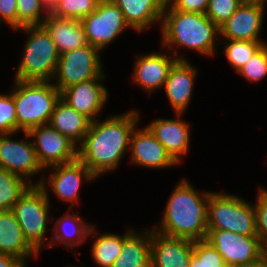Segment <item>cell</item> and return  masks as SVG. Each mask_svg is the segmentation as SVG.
<instances>
[{"instance_id": "obj_35", "label": "cell", "mask_w": 267, "mask_h": 267, "mask_svg": "<svg viewBox=\"0 0 267 267\" xmlns=\"http://www.w3.org/2000/svg\"><path fill=\"white\" fill-rule=\"evenodd\" d=\"M17 133V116L12 90L0 93V134Z\"/></svg>"}, {"instance_id": "obj_41", "label": "cell", "mask_w": 267, "mask_h": 267, "mask_svg": "<svg viewBox=\"0 0 267 267\" xmlns=\"http://www.w3.org/2000/svg\"><path fill=\"white\" fill-rule=\"evenodd\" d=\"M43 6L50 12L53 7L56 5L58 0H40Z\"/></svg>"}, {"instance_id": "obj_2", "label": "cell", "mask_w": 267, "mask_h": 267, "mask_svg": "<svg viewBox=\"0 0 267 267\" xmlns=\"http://www.w3.org/2000/svg\"><path fill=\"white\" fill-rule=\"evenodd\" d=\"M200 192V193H199ZM182 178L167 199L163 216L153 230L166 236L193 241L205 240L208 232V197L211 191H199Z\"/></svg>"}, {"instance_id": "obj_30", "label": "cell", "mask_w": 267, "mask_h": 267, "mask_svg": "<svg viewBox=\"0 0 267 267\" xmlns=\"http://www.w3.org/2000/svg\"><path fill=\"white\" fill-rule=\"evenodd\" d=\"M101 0H58L50 14L75 20H82L94 12Z\"/></svg>"}, {"instance_id": "obj_17", "label": "cell", "mask_w": 267, "mask_h": 267, "mask_svg": "<svg viewBox=\"0 0 267 267\" xmlns=\"http://www.w3.org/2000/svg\"><path fill=\"white\" fill-rule=\"evenodd\" d=\"M175 115V118L172 119H154L147 127L170 156L180 165L182 157L190 151L191 128L188 122L181 119L184 114Z\"/></svg>"}, {"instance_id": "obj_11", "label": "cell", "mask_w": 267, "mask_h": 267, "mask_svg": "<svg viewBox=\"0 0 267 267\" xmlns=\"http://www.w3.org/2000/svg\"><path fill=\"white\" fill-rule=\"evenodd\" d=\"M23 133L26 139L20 140L11 138L17 133L0 134V168L24 178L33 185L32 177L37 174L39 176L45 169L37 158L29 134Z\"/></svg>"}, {"instance_id": "obj_6", "label": "cell", "mask_w": 267, "mask_h": 267, "mask_svg": "<svg viewBox=\"0 0 267 267\" xmlns=\"http://www.w3.org/2000/svg\"><path fill=\"white\" fill-rule=\"evenodd\" d=\"M208 230H226L245 236H257L253 204L238 195L213 192L208 197Z\"/></svg>"}, {"instance_id": "obj_24", "label": "cell", "mask_w": 267, "mask_h": 267, "mask_svg": "<svg viewBox=\"0 0 267 267\" xmlns=\"http://www.w3.org/2000/svg\"><path fill=\"white\" fill-rule=\"evenodd\" d=\"M112 267H152L151 227L144 231L127 228L123 234V247Z\"/></svg>"}, {"instance_id": "obj_10", "label": "cell", "mask_w": 267, "mask_h": 267, "mask_svg": "<svg viewBox=\"0 0 267 267\" xmlns=\"http://www.w3.org/2000/svg\"><path fill=\"white\" fill-rule=\"evenodd\" d=\"M81 23L88 44L101 51L124 31L131 29L124 19L123 12L111 0H101L95 11L85 16Z\"/></svg>"}, {"instance_id": "obj_12", "label": "cell", "mask_w": 267, "mask_h": 267, "mask_svg": "<svg viewBox=\"0 0 267 267\" xmlns=\"http://www.w3.org/2000/svg\"><path fill=\"white\" fill-rule=\"evenodd\" d=\"M205 240L220 253L228 267L251 264L262 257L257 236H245L226 230H208Z\"/></svg>"}, {"instance_id": "obj_37", "label": "cell", "mask_w": 267, "mask_h": 267, "mask_svg": "<svg viewBox=\"0 0 267 267\" xmlns=\"http://www.w3.org/2000/svg\"><path fill=\"white\" fill-rule=\"evenodd\" d=\"M9 29H17V0H0V23Z\"/></svg>"}, {"instance_id": "obj_28", "label": "cell", "mask_w": 267, "mask_h": 267, "mask_svg": "<svg viewBox=\"0 0 267 267\" xmlns=\"http://www.w3.org/2000/svg\"><path fill=\"white\" fill-rule=\"evenodd\" d=\"M31 185L24 178L0 168V211H11Z\"/></svg>"}, {"instance_id": "obj_3", "label": "cell", "mask_w": 267, "mask_h": 267, "mask_svg": "<svg viewBox=\"0 0 267 267\" xmlns=\"http://www.w3.org/2000/svg\"><path fill=\"white\" fill-rule=\"evenodd\" d=\"M161 45L178 60H186L177 54L178 48L196 51L200 55L214 56L220 46L219 27L206 14L173 9L167 2L162 15ZM218 44V45H217ZM216 52V53H215Z\"/></svg>"}, {"instance_id": "obj_9", "label": "cell", "mask_w": 267, "mask_h": 267, "mask_svg": "<svg viewBox=\"0 0 267 267\" xmlns=\"http://www.w3.org/2000/svg\"><path fill=\"white\" fill-rule=\"evenodd\" d=\"M44 171L49 172L48 177L42 175L34 185H41L47 194H50L49 191L53 192L58 200L64 203L69 202L70 210H73L76 204L79 207V192L83 182H91L97 178L78 158L69 163L48 167Z\"/></svg>"}, {"instance_id": "obj_19", "label": "cell", "mask_w": 267, "mask_h": 267, "mask_svg": "<svg viewBox=\"0 0 267 267\" xmlns=\"http://www.w3.org/2000/svg\"><path fill=\"white\" fill-rule=\"evenodd\" d=\"M264 7L241 4L235 13L220 27L223 40L263 41L260 37L265 16Z\"/></svg>"}, {"instance_id": "obj_20", "label": "cell", "mask_w": 267, "mask_h": 267, "mask_svg": "<svg viewBox=\"0 0 267 267\" xmlns=\"http://www.w3.org/2000/svg\"><path fill=\"white\" fill-rule=\"evenodd\" d=\"M198 69L189 60H177L170 69L165 81L167 100L175 114H184L192 99L194 81L196 82Z\"/></svg>"}, {"instance_id": "obj_7", "label": "cell", "mask_w": 267, "mask_h": 267, "mask_svg": "<svg viewBox=\"0 0 267 267\" xmlns=\"http://www.w3.org/2000/svg\"><path fill=\"white\" fill-rule=\"evenodd\" d=\"M50 200L49 194L41 185L33 184L11 210L19 222L25 238L40 253L43 250L42 247L49 245V242H46L47 225L49 221L50 223L54 221V218L49 215L51 212Z\"/></svg>"}, {"instance_id": "obj_21", "label": "cell", "mask_w": 267, "mask_h": 267, "mask_svg": "<svg viewBox=\"0 0 267 267\" xmlns=\"http://www.w3.org/2000/svg\"><path fill=\"white\" fill-rule=\"evenodd\" d=\"M0 253L16 257L23 264H27L31 257H39V252L25 238L12 211H0Z\"/></svg>"}, {"instance_id": "obj_26", "label": "cell", "mask_w": 267, "mask_h": 267, "mask_svg": "<svg viewBox=\"0 0 267 267\" xmlns=\"http://www.w3.org/2000/svg\"><path fill=\"white\" fill-rule=\"evenodd\" d=\"M91 121L84 115L60 100L56 103L49 125L67 136L77 146L86 136Z\"/></svg>"}, {"instance_id": "obj_25", "label": "cell", "mask_w": 267, "mask_h": 267, "mask_svg": "<svg viewBox=\"0 0 267 267\" xmlns=\"http://www.w3.org/2000/svg\"><path fill=\"white\" fill-rule=\"evenodd\" d=\"M70 211L73 210H67V214H64L62 217L60 216L54 222L53 229H50L52 230V236L50 238L51 240H48V247L59 245L60 243L67 249L72 250L73 247L75 248L85 243L88 239L89 231L93 224H89L86 221L84 222L83 218L78 215L80 214L79 212L75 214L72 212L70 214Z\"/></svg>"}, {"instance_id": "obj_1", "label": "cell", "mask_w": 267, "mask_h": 267, "mask_svg": "<svg viewBox=\"0 0 267 267\" xmlns=\"http://www.w3.org/2000/svg\"><path fill=\"white\" fill-rule=\"evenodd\" d=\"M135 108L109 115L90 123L83 141L77 146V158L99 179L118 168L130 146V136L140 122Z\"/></svg>"}, {"instance_id": "obj_27", "label": "cell", "mask_w": 267, "mask_h": 267, "mask_svg": "<svg viewBox=\"0 0 267 267\" xmlns=\"http://www.w3.org/2000/svg\"><path fill=\"white\" fill-rule=\"evenodd\" d=\"M90 237H92L91 240H94L91 246L93 261L99 267H112L122 251L123 234L99 233L97 232V226L94 224L89 231L88 238Z\"/></svg>"}, {"instance_id": "obj_43", "label": "cell", "mask_w": 267, "mask_h": 267, "mask_svg": "<svg viewBox=\"0 0 267 267\" xmlns=\"http://www.w3.org/2000/svg\"><path fill=\"white\" fill-rule=\"evenodd\" d=\"M262 259L264 262V267H267V253L266 252L262 253Z\"/></svg>"}, {"instance_id": "obj_33", "label": "cell", "mask_w": 267, "mask_h": 267, "mask_svg": "<svg viewBox=\"0 0 267 267\" xmlns=\"http://www.w3.org/2000/svg\"><path fill=\"white\" fill-rule=\"evenodd\" d=\"M237 73L252 83L267 77V43L250 57Z\"/></svg>"}, {"instance_id": "obj_38", "label": "cell", "mask_w": 267, "mask_h": 267, "mask_svg": "<svg viewBox=\"0 0 267 267\" xmlns=\"http://www.w3.org/2000/svg\"><path fill=\"white\" fill-rule=\"evenodd\" d=\"M166 2L173 9L201 14L206 13L209 4V0H166Z\"/></svg>"}, {"instance_id": "obj_23", "label": "cell", "mask_w": 267, "mask_h": 267, "mask_svg": "<svg viewBox=\"0 0 267 267\" xmlns=\"http://www.w3.org/2000/svg\"><path fill=\"white\" fill-rule=\"evenodd\" d=\"M41 26L57 46L60 55L88 45L81 20L60 18L49 13Z\"/></svg>"}, {"instance_id": "obj_32", "label": "cell", "mask_w": 267, "mask_h": 267, "mask_svg": "<svg viewBox=\"0 0 267 267\" xmlns=\"http://www.w3.org/2000/svg\"><path fill=\"white\" fill-rule=\"evenodd\" d=\"M189 267H228L220 253L206 240L194 241Z\"/></svg>"}, {"instance_id": "obj_39", "label": "cell", "mask_w": 267, "mask_h": 267, "mask_svg": "<svg viewBox=\"0 0 267 267\" xmlns=\"http://www.w3.org/2000/svg\"><path fill=\"white\" fill-rule=\"evenodd\" d=\"M22 264L16 257L0 253V267H20Z\"/></svg>"}, {"instance_id": "obj_22", "label": "cell", "mask_w": 267, "mask_h": 267, "mask_svg": "<svg viewBox=\"0 0 267 267\" xmlns=\"http://www.w3.org/2000/svg\"><path fill=\"white\" fill-rule=\"evenodd\" d=\"M123 12L126 23L135 32L161 24L166 0H111Z\"/></svg>"}, {"instance_id": "obj_5", "label": "cell", "mask_w": 267, "mask_h": 267, "mask_svg": "<svg viewBox=\"0 0 267 267\" xmlns=\"http://www.w3.org/2000/svg\"><path fill=\"white\" fill-rule=\"evenodd\" d=\"M22 30L27 34L24 51L17 70L15 80L52 81L60 58L57 46L41 25L23 26L14 31Z\"/></svg>"}, {"instance_id": "obj_31", "label": "cell", "mask_w": 267, "mask_h": 267, "mask_svg": "<svg viewBox=\"0 0 267 267\" xmlns=\"http://www.w3.org/2000/svg\"><path fill=\"white\" fill-rule=\"evenodd\" d=\"M49 13L40 0H17V29L41 25Z\"/></svg>"}, {"instance_id": "obj_40", "label": "cell", "mask_w": 267, "mask_h": 267, "mask_svg": "<svg viewBox=\"0 0 267 267\" xmlns=\"http://www.w3.org/2000/svg\"><path fill=\"white\" fill-rule=\"evenodd\" d=\"M241 4H250V5H258L266 8L267 0H240Z\"/></svg>"}, {"instance_id": "obj_36", "label": "cell", "mask_w": 267, "mask_h": 267, "mask_svg": "<svg viewBox=\"0 0 267 267\" xmlns=\"http://www.w3.org/2000/svg\"><path fill=\"white\" fill-rule=\"evenodd\" d=\"M241 5L240 0H209L206 16L220 27Z\"/></svg>"}, {"instance_id": "obj_14", "label": "cell", "mask_w": 267, "mask_h": 267, "mask_svg": "<svg viewBox=\"0 0 267 267\" xmlns=\"http://www.w3.org/2000/svg\"><path fill=\"white\" fill-rule=\"evenodd\" d=\"M106 74L98 78L72 85L61 92V99L91 122L97 120L107 105L109 90L102 83ZM101 82V83H100ZM99 115V116H98Z\"/></svg>"}, {"instance_id": "obj_4", "label": "cell", "mask_w": 267, "mask_h": 267, "mask_svg": "<svg viewBox=\"0 0 267 267\" xmlns=\"http://www.w3.org/2000/svg\"><path fill=\"white\" fill-rule=\"evenodd\" d=\"M12 85L14 97L17 133L28 132L30 129L49 124L61 92L52 81L15 80Z\"/></svg>"}, {"instance_id": "obj_34", "label": "cell", "mask_w": 267, "mask_h": 267, "mask_svg": "<svg viewBox=\"0 0 267 267\" xmlns=\"http://www.w3.org/2000/svg\"><path fill=\"white\" fill-rule=\"evenodd\" d=\"M265 188V189H264ZM253 204L256 214L257 237L262 252L267 253V189L260 187L257 191L256 201Z\"/></svg>"}, {"instance_id": "obj_29", "label": "cell", "mask_w": 267, "mask_h": 267, "mask_svg": "<svg viewBox=\"0 0 267 267\" xmlns=\"http://www.w3.org/2000/svg\"><path fill=\"white\" fill-rule=\"evenodd\" d=\"M266 43L265 41L225 40L222 52L230 66L238 72L250 57Z\"/></svg>"}, {"instance_id": "obj_15", "label": "cell", "mask_w": 267, "mask_h": 267, "mask_svg": "<svg viewBox=\"0 0 267 267\" xmlns=\"http://www.w3.org/2000/svg\"><path fill=\"white\" fill-rule=\"evenodd\" d=\"M133 129L130 136L129 150L131 163L144 168L168 169L178 163L170 156L164 146L155 138L148 127Z\"/></svg>"}, {"instance_id": "obj_16", "label": "cell", "mask_w": 267, "mask_h": 267, "mask_svg": "<svg viewBox=\"0 0 267 267\" xmlns=\"http://www.w3.org/2000/svg\"><path fill=\"white\" fill-rule=\"evenodd\" d=\"M151 52L139 54L134 63L132 73V81L148 94L164 87L165 81L168 78L170 69L178 60L171 53Z\"/></svg>"}, {"instance_id": "obj_8", "label": "cell", "mask_w": 267, "mask_h": 267, "mask_svg": "<svg viewBox=\"0 0 267 267\" xmlns=\"http://www.w3.org/2000/svg\"><path fill=\"white\" fill-rule=\"evenodd\" d=\"M100 53V49L88 44L61 54L52 79L53 85L62 92L72 85L101 76L105 71Z\"/></svg>"}, {"instance_id": "obj_18", "label": "cell", "mask_w": 267, "mask_h": 267, "mask_svg": "<svg viewBox=\"0 0 267 267\" xmlns=\"http://www.w3.org/2000/svg\"><path fill=\"white\" fill-rule=\"evenodd\" d=\"M194 241L161 234L151 227L152 267H189Z\"/></svg>"}, {"instance_id": "obj_13", "label": "cell", "mask_w": 267, "mask_h": 267, "mask_svg": "<svg viewBox=\"0 0 267 267\" xmlns=\"http://www.w3.org/2000/svg\"><path fill=\"white\" fill-rule=\"evenodd\" d=\"M27 133L33 138L37 158L44 169L77 159V145L49 124L32 128Z\"/></svg>"}, {"instance_id": "obj_42", "label": "cell", "mask_w": 267, "mask_h": 267, "mask_svg": "<svg viewBox=\"0 0 267 267\" xmlns=\"http://www.w3.org/2000/svg\"><path fill=\"white\" fill-rule=\"evenodd\" d=\"M236 267H264V262H263V259L261 257V259H259L258 261L254 262V263L236 266Z\"/></svg>"}, {"instance_id": "obj_44", "label": "cell", "mask_w": 267, "mask_h": 267, "mask_svg": "<svg viewBox=\"0 0 267 267\" xmlns=\"http://www.w3.org/2000/svg\"><path fill=\"white\" fill-rule=\"evenodd\" d=\"M20 267H27V264H22Z\"/></svg>"}]
</instances>
